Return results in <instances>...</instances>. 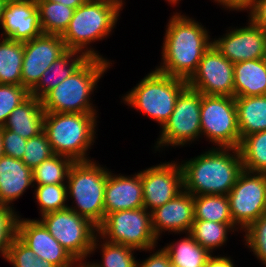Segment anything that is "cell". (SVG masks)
<instances>
[{
  "label": "cell",
  "mask_w": 266,
  "mask_h": 267,
  "mask_svg": "<svg viewBox=\"0 0 266 267\" xmlns=\"http://www.w3.org/2000/svg\"><path fill=\"white\" fill-rule=\"evenodd\" d=\"M198 21L175 13L167 24L162 62L155 69L188 81L197 70L203 54L212 45L209 32Z\"/></svg>",
  "instance_id": "cell-1"
},
{
  "label": "cell",
  "mask_w": 266,
  "mask_h": 267,
  "mask_svg": "<svg viewBox=\"0 0 266 267\" xmlns=\"http://www.w3.org/2000/svg\"><path fill=\"white\" fill-rule=\"evenodd\" d=\"M180 164L184 190L193 196L228 195L243 170L238 148L212 147Z\"/></svg>",
  "instance_id": "cell-2"
},
{
  "label": "cell",
  "mask_w": 266,
  "mask_h": 267,
  "mask_svg": "<svg viewBox=\"0 0 266 267\" xmlns=\"http://www.w3.org/2000/svg\"><path fill=\"white\" fill-rule=\"evenodd\" d=\"M123 5L115 0H86L75 9L69 26L61 36L68 50H76L90 58L103 56L90 45L107 38L116 27Z\"/></svg>",
  "instance_id": "cell-3"
},
{
  "label": "cell",
  "mask_w": 266,
  "mask_h": 267,
  "mask_svg": "<svg viewBox=\"0 0 266 267\" xmlns=\"http://www.w3.org/2000/svg\"><path fill=\"white\" fill-rule=\"evenodd\" d=\"M111 62L101 58H88L71 76L59 83L42 99L45 112L97 113L90 95Z\"/></svg>",
  "instance_id": "cell-4"
},
{
  "label": "cell",
  "mask_w": 266,
  "mask_h": 267,
  "mask_svg": "<svg viewBox=\"0 0 266 267\" xmlns=\"http://www.w3.org/2000/svg\"><path fill=\"white\" fill-rule=\"evenodd\" d=\"M96 113L45 112L44 129L54 154L77 161L91 160L87 151L96 137ZM89 158V159H88Z\"/></svg>",
  "instance_id": "cell-5"
},
{
  "label": "cell",
  "mask_w": 266,
  "mask_h": 267,
  "mask_svg": "<svg viewBox=\"0 0 266 267\" xmlns=\"http://www.w3.org/2000/svg\"><path fill=\"white\" fill-rule=\"evenodd\" d=\"M108 170L94 160L77 161L70 167L66 182L67 194L75 202V206L68 208L97 227L105 217L104 194Z\"/></svg>",
  "instance_id": "cell-6"
},
{
  "label": "cell",
  "mask_w": 266,
  "mask_h": 267,
  "mask_svg": "<svg viewBox=\"0 0 266 267\" xmlns=\"http://www.w3.org/2000/svg\"><path fill=\"white\" fill-rule=\"evenodd\" d=\"M187 86L186 80L155 69L122 99L131 108L157 121L162 128L172 114L178 96Z\"/></svg>",
  "instance_id": "cell-7"
},
{
  "label": "cell",
  "mask_w": 266,
  "mask_h": 267,
  "mask_svg": "<svg viewBox=\"0 0 266 267\" xmlns=\"http://www.w3.org/2000/svg\"><path fill=\"white\" fill-rule=\"evenodd\" d=\"M97 228L100 239L136 250L154 252L159 240L153 231L151 212L144 207L107 214Z\"/></svg>",
  "instance_id": "cell-8"
},
{
  "label": "cell",
  "mask_w": 266,
  "mask_h": 267,
  "mask_svg": "<svg viewBox=\"0 0 266 267\" xmlns=\"http://www.w3.org/2000/svg\"><path fill=\"white\" fill-rule=\"evenodd\" d=\"M40 221L49 233L83 265L90 254L98 228L89 219L73 210L53 211L41 216Z\"/></svg>",
  "instance_id": "cell-9"
},
{
  "label": "cell",
  "mask_w": 266,
  "mask_h": 267,
  "mask_svg": "<svg viewBox=\"0 0 266 267\" xmlns=\"http://www.w3.org/2000/svg\"><path fill=\"white\" fill-rule=\"evenodd\" d=\"M201 135L218 148H239L235 97L203 95L200 110Z\"/></svg>",
  "instance_id": "cell-10"
},
{
  "label": "cell",
  "mask_w": 266,
  "mask_h": 267,
  "mask_svg": "<svg viewBox=\"0 0 266 267\" xmlns=\"http://www.w3.org/2000/svg\"><path fill=\"white\" fill-rule=\"evenodd\" d=\"M201 97L202 93L188 86L180 93L172 114L162 127L155 151L164 146H184L201 137Z\"/></svg>",
  "instance_id": "cell-11"
},
{
  "label": "cell",
  "mask_w": 266,
  "mask_h": 267,
  "mask_svg": "<svg viewBox=\"0 0 266 267\" xmlns=\"http://www.w3.org/2000/svg\"><path fill=\"white\" fill-rule=\"evenodd\" d=\"M227 196L233 223L245 230L266 212V173L243 169Z\"/></svg>",
  "instance_id": "cell-12"
},
{
  "label": "cell",
  "mask_w": 266,
  "mask_h": 267,
  "mask_svg": "<svg viewBox=\"0 0 266 267\" xmlns=\"http://www.w3.org/2000/svg\"><path fill=\"white\" fill-rule=\"evenodd\" d=\"M187 85L203 95L234 97V63L211 45Z\"/></svg>",
  "instance_id": "cell-13"
},
{
  "label": "cell",
  "mask_w": 266,
  "mask_h": 267,
  "mask_svg": "<svg viewBox=\"0 0 266 267\" xmlns=\"http://www.w3.org/2000/svg\"><path fill=\"white\" fill-rule=\"evenodd\" d=\"M67 51L60 35L42 33L24 42L21 85L30 92L38 84L44 71Z\"/></svg>",
  "instance_id": "cell-14"
},
{
  "label": "cell",
  "mask_w": 266,
  "mask_h": 267,
  "mask_svg": "<svg viewBox=\"0 0 266 267\" xmlns=\"http://www.w3.org/2000/svg\"><path fill=\"white\" fill-rule=\"evenodd\" d=\"M143 184V204L149 212L164 205L184 190L180 163L165 162L139 172Z\"/></svg>",
  "instance_id": "cell-15"
},
{
  "label": "cell",
  "mask_w": 266,
  "mask_h": 267,
  "mask_svg": "<svg viewBox=\"0 0 266 267\" xmlns=\"http://www.w3.org/2000/svg\"><path fill=\"white\" fill-rule=\"evenodd\" d=\"M37 257L47 260L56 267H79L80 264L71 254L49 233L40 220H17V235ZM76 264V265H75Z\"/></svg>",
  "instance_id": "cell-16"
},
{
  "label": "cell",
  "mask_w": 266,
  "mask_h": 267,
  "mask_svg": "<svg viewBox=\"0 0 266 267\" xmlns=\"http://www.w3.org/2000/svg\"><path fill=\"white\" fill-rule=\"evenodd\" d=\"M248 26L229 29L212 45L231 63L262 59L266 53V32L250 20Z\"/></svg>",
  "instance_id": "cell-17"
},
{
  "label": "cell",
  "mask_w": 266,
  "mask_h": 267,
  "mask_svg": "<svg viewBox=\"0 0 266 267\" xmlns=\"http://www.w3.org/2000/svg\"><path fill=\"white\" fill-rule=\"evenodd\" d=\"M2 38L26 42L42 34L36 0H8L3 10Z\"/></svg>",
  "instance_id": "cell-18"
},
{
  "label": "cell",
  "mask_w": 266,
  "mask_h": 267,
  "mask_svg": "<svg viewBox=\"0 0 266 267\" xmlns=\"http://www.w3.org/2000/svg\"><path fill=\"white\" fill-rule=\"evenodd\" d=\"M152 227L159 239L163 232L189 233L194 222V196L183 190L176 197L151 211Z\"/></svg>",
  "instance_id": "cell-19"
},
{
  "label": "cell",
  "mask_w": 266,
  "mask_h": 267,
  "mask_svg": "<svg viewBox=\"0 0 266 267\" xmlns=\"http://www.w3.org/2000/svg\"><path fill=\"white\" fill-rule=\"evenodd\" d=\"M113 174L108 170L104 194L105 216L112 212L144 207L140 173H135L132 177Z\"/></svg>",
  "instance_id": "cell-20"
},
{
  "label": "cell",
  "mask_w": 266,
  "mask_h": 267,
  "mask_svg": "<svg viewBox=\"0 0 266 267\" xmlns=\"http://www.w3.org/2000/svg\"><path fill=\"white\" fill-rule=\"evenodd\" d=\"M29 186L34 187L32 170L21 159L0 158V205L12 207Z\"/></svg>",
  "instance_id": "cell-21"
},
{
  "label": "cell",
  "mask_w": 266,
  "mask_h": 267,
  "mask_svg": "<svg viewBox=\"0 0 266 267\" xmlns=\"http://www.w3.org/2000/svg\"><path fill=\"white\" fill-rule=\"evenodd\" d=\"M44 116L41 100L29 95L12 111L3 127L29 139L43 132Z\"/></svg>",
  "instance_id": "cell-22"
},
{
  "label": "cell",
  "mask_w": 266,
  "mask_h": 267,
  "mask_svg": "<svg viewBox=\"0 0 266 267\" xmlns=\"http://www.w3.org/2000/svg\"><path fill=\"white\" fill-rule=\"evenodd\" d=\"M261 95H266L265 59L234 63V97Z\"/></svg>",
  "instance_id": "cell-23"
},
{
  "label": "cell",
  "mask_w": 266,
  "mask_h": 267,
  "mask_svg": "<svg viewBox=\"0 0 266 267\" xmlns=\"http://www.w3.org/2000/svg\"><path fill=\"white\" fill-rule=\"evenodd\" d=\"M89 57L76 50H68L44 71L38 84L30 91V95L41 100L59 83L71 76Z\"/></svg>",
  "instance_id": "cell-24"
},
{
  "label": "cell",
  "mask_w": 266,
  "mask_h": 267,
  "mask_svg": "<svg viewBox=\"0 0 266 267\" xmlns=\"http://www.w3.org/2000/svg\"><path fill=\"white\" fill-rule=\"evenodd\" d=\"M235 103L241 140L266 130V95L235 97Z\"/></svg>",
  "instance_id": "cell-25"
},
{
  "label": "cell",
  "mask_w": 266,
  "mask_h": 267,
  "mask_svg": "<svg viewBox=\"0 0 266 267\" xmlns=\"http://www.w3.org/2000/svg\"><path fill=\"white\" fill-rule=\"evenodd\" d=\"M187 236L170 243L163 249L168 253L173 267H206L211 253L200 246L188 233Z\"/></svg>",
  "instance_id": "cell-26"
},
{
  "label": "cell",
  "mask_w": 266,
  "mask_h": 267,
  "mask_svg": "<svg viewBox=\"0 0 266 267\" xmlns=\"http://www.w3.org/2000/svg\"><path fill=\"white\" fill-rule=\"evenodd\" d=\"M0 41V84L21 85L24 42Z\"/></svg>",
  "instance_id": "cell-27"
},
{
  "label": "cell",
  "mask_w": 266,
  "mask_h": 267,
  "mask_svg": "<svg viewBox=\"0 0 266 267\" xmlns=\"http://www.w3.org/2000/svg\"><path fill=\"white\" fill-rule=\"evenodd\" d=\"M239 229L234 223H218L208 220H194L189 234L211 254L228 240V232Z\"/></svg>",
  "instance_id": "cell-28"
},
{
  "label": "cell",
  "mask_w": 266,
  "mask_h": 267,
  "mask_svg": "<svg viewBox=\"0 0 266 267\" xmlns=\"http://www.w3.org/2000/svg\"><path fill=\"white\" fill-rule=\"evenodd\" d=\"M42 33L62 36L75 9L49 0H36Z\"/></svg>",
  "instance_id": "cell-29"
},
{
  "label": "cell",
  "mask_w": 266,
  "mask_h": 267,
  "mask_svg": "<svg viewBox=\"0 0 266 267\" xmlns=\"http://www.w3.org/2000/svg\"><path fill=\"white\" fill-rule=\"evenodd\" d=\"M194 219L233 223L227 195L194 196Z\"/></svg>",
  "instance_id": "cell-30"
},
{
  "label": "cell",
  "mask_w": 266,
  "mask_h": 267,
  "mask_svg": "<svg viewBox=\"0 0 266 267\" xmlns=\"http://www.w3.org/2000/svg\"><path fill=\"white\" fill-rule=\"evenodd\" d=\"M238 149L244 170L266 173V130L245 136Z\"/></svg>",
  "instance_id": "cell-31"
},
{
  "label": "cell",
  "mask_w": 266,
  "mask_h": 267,
  "mask_svg": "<svg viewBox=\"0 0 266 267\" xmlns=\"http://www.w3.org/2000/svg\"><path fill=\"white\" fill-rule=\"evenodd\" d=\"M98 246L102 248V262L89 263L85 261L83 264L85 267H137L138 261L133 255L136 249L121 244L110 243L104 239L103 243L100 244L99 235L97 234L92 245L91 254L99 248Z\"/></svg>",
  "instance_id": "cell-32"
},
{
  "label": "cell",
  "mask_w": 266,
  "mask_h": 267,
  "mask_svg": "<svg viewBox=\"0 0 266 267\" xmlns=\"http://www.w3.org/2000/svg\"><path fill=\"white\" fill-rule=\"evenodd\" d=\"M74 161L66 156L54 154L32 170L35 185L66 184L70 167Z\"/></svg>",
  "instance_id": "cell-33"
},
{
  "label": "cell",
  "mask_w": 266,
  "mask_h": 267,
  "mask_svg": "<svg viewBox=\"0 0 266 267\" xmlns=\"http://www.w3.org/2000/svg\"><path fill=\"white\" fill-rule=\"evenodd\" d=\"M35 199L40 207L41 216L53 212L64 210L68 208L65 204L68 200L66 184H46L36 185Z\"/></svg>",
  "instance_id": "cell-34"
},
{
  "label": "cell",
  "mask_w": 266,
  "mask_h": 267,
  "mask_svg": "<svg viewBox=\"0 0 266 267\" xmlns=\"http://www.w3.org/2000/svg\"><path fill=\"white\" fill-rule=\"evenodd\" d=\"M54 155L46 133L27 139L22 162L31 170L35 169L42 161Z\"/></svg>",
  "instance_id": "cell-35"
},
{
  "label": "cell",
  "mask_w": 266,
  "mask_h": 267,
  "mask_svg": "<svg viewBox=\"0 0 266 267\" xmlns=\"http://www.w3.org/2000/svg\"><path fill=\"white\" fill-rule=\"evenodd\" d=\"M245 245L266 266V212L245 230Z\"/></svg>",
  "instance_id": "cell-36"
},
{
  "label": "cell",
  "mask_w": 266,
  "mask_h": 267,
  "mask_svg": "<svg viewBox=\"0 0 266 267\" xmlns=\"http://www.w3.org/2000/svg\"><path fill=\"white\" fill-rule=\"evenodd\" d=\"M29 95L30 92L22 85L0 84V127L4 126L12 111Z\"/></svg>",
  "instance_id": "cell-37"
},
{
  "label": "cell",
  "mask_w": 266,
  "mask_h": 267,
  "mask_svg": "<svg viewBox=\"0 0 266 267\" xmlns=\"http://www.w3.org/2000/svg\"><path fill=\"white\" fill-rule=\"evenodd\" d=\"M14 207L0 205V254L5 259L11 242L17 235L18 215Z\"/></svg>",
  "instance_id": "cell-38"
},
{
  "label": "cell",
  "mask_w": 266,
  "mask_h": 267,
  "mask_svg": "<svg viewBox=\"0 0 266 267\" xmlns=\"http://www.w3.org/2000/svg\"><path fill=\"white\" fill-rule=\"evenodd\" d=\"M32 256H36L35 253L16 236L11 242L6 261L13 267H31Z\"/></svg>",
  "instance_id": "cell-39"
},
{
  "label": "cell",
  "mask_w": 266,
  "mask_h": 267,
  "mask_svg": "<svg viewBox=\"0 0 266 267\" xmlns=\"http://www.w3.org/2000/svg\"><path fill=\"white\" fill-rule=\"evenodd\" d=\"M26 143L27 139L22 138L19 134L2 127V144L4 155L22 160L25 153Z\"/></svg>",
  "instance_id": "cell-40"
},
{
  "label": "cell",
  "mask_w": 266,
  "mask_h": 267,
  "mask_svg": "<svg viewBox=\"0 0 266 267\" xmlns=\"http://www.w3.org/2000/svg\"><path fill=\"white\" fill-rule=\"evenodd\" d=\"M247 11L249 20L266 32V0H251Z\"/></svg>",
  "instance_id": "cell-41"
},
{
  "label": "cell",
  "mask_w": 266,
  "mask_h": 267,
  "mask_svg": "<svg viewBox=\"0 0 266 267\" xmlns=\"http://www.w3.org/2000/svg\"><path fill=\"white\" fill-rule=\"evenodd\" d=\"M137 267H172V264L168 253L162 248L142 262H137Z\"/></svg>",
  "instance_id": "cell-42"
},
{
  "label": "cell",
  "mask_w": 266,
  "mask_h": 267,
  "mask_svg": "<svg viewBox=\"0 0 266 267\" xmlns=\"http://www.w3.org/2000/svg\"><path fill=\"white\" fill-rule=\"evenodd\" d=\"M215 2L223 5L224 9L227 8L230 9L231 11L237 10V11H242V10H247L251 0H214Z\"/></svg>",
  "instance_id": "cell-43"
},
{
  "label": "cell",
  "mask_w": 266,
  "mask_h": 267,
  "mask_svg": "<svg viewBox=\"0 0 266 267\" xmlns=\"http://www.w3.org/2000/svg\"><path fill=\"white\" fill-rule=\"evenodd\" d=\"M206 267H235V265L230 257L210 255Z\"/></svg>",
  "instance_id": "cell-44"
},
{
  "label": "cell",
  "mask_w": 266,
  "mask_h": 267,
  "mask_svg": "<svg viewBox=\"0 0 266 267\" xmlns=\"http://www.w3.org/2000/svg\"><path fill=\"white\" fill-rule=\"evenodd\" d=\"M49 1L61 3L64 4L65 6L76 9L79 6H81L86 0H49Z\"/></svg>",
  "instance_id": "cell-45"
},
{
  "label": "cell",
  "mask_w": 266,
  "mask_h": 267,
  "mask_svg": "<svg viewBox=\"0 0 266 267\" xmlns=\"http://www.w3.org/2000/svg\"><path fill=\"white\" fill-rule=\"evenodd\" d=\"M31 267H56L47 260H42L40 257L32 256V266Z\"/></svg>",
  "instance_id": "cell-46"
},
{
  "label": "cell",
  "mask_w": 266,
  "mask_h": 267,
  "mask_svg": "<svg viewBox=\"0 0 266 267\" xmlns=\"http://www.w3.org/2000/svg\"><path fill=\"white\" fill-rule=\"evenodd\" d=\"M8 0H0V25H1V22H2V16H3V10L6 6V3H7Z\"/></svg>",
  "instance_id": "cell-47"
},
{
  "label": "cell",
  "mask_w": 266,
  "mask_h": 267,
  "mask_svg": "<svg viewBox=\"0 0 266 267\" xmlns=\"http://www.w3.org/2000/svg\"><path fill=\"white\" fill-rule=\"evenodd\" d=\"M4 155L2 144V127H0V158Z\"/></svg>",
  "instance_id": "cell-48"
},
{
  "label": "cell",
  "mask_w": 266,
  "mask_h": 267,
  "mask_svg": "<svg viewBox=\"0 0 266 267\" xmlns=\"http://www.w3.org/2000/svg\"><path fill=\"white\" fill-rule=\"evenodd\" d=\"M166 1H168V3H170V4L175 5V4L179 3L178 1H181V0H166Z\"/></svg>",
  "instance_id": "cell-49"
},
{
  "label": "cell",
  "mask_w": 266,
  "mask_h": 267,
  "mask_svg": "<svg viewBox=\"0 0 266 267\" xmlns=\"http://www.w3.org/2000/svg\"><path fill=\"white\" fill-rule=\"evenodd\" d=\"M118 1L121 5H124V1L123 0H115Z\"/></svg>",
  "instance_id": "cell-50"
}]
</instances>
